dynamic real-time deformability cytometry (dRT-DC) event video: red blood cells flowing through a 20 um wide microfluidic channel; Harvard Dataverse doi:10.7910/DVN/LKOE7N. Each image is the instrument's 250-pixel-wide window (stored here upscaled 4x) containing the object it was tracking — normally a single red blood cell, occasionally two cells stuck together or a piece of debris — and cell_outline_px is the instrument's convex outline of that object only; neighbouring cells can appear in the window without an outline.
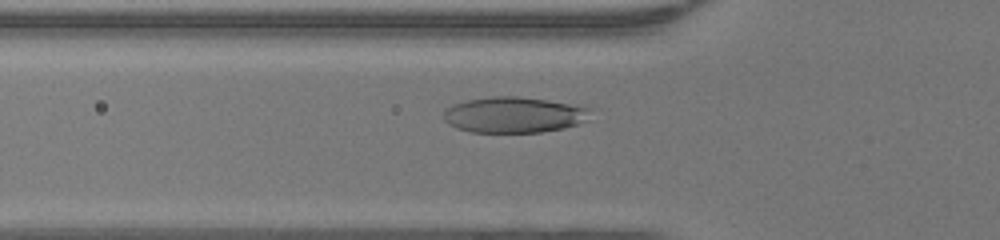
{"species": "human", "species_latin": "Homo sapiens", "temperature_condition": "warm", "stored_images_in_passage": 40, "camera_frame_rate_fps": 3000, "um_per_image_px": 0.085, "donor": {"sex": "female"}, "frame": {"image": 1, "passage_image": 11, "time_ms": 3.333, "image_size_px": [1000, 240], "cell_outline_px": [[592, 108], [584, 120], [576, 124], [564, 128], [540, 132], [472, 132], [456, 128], [448, 124], [444, 120], [444, 112], [452, 104], [468, 100], [492, 96], [516, 96], [544, 100]], "centroid_in_image_um": [43.62, 9.76], "position_along_channel_um": 82.2, "area_um2": 30.23}}
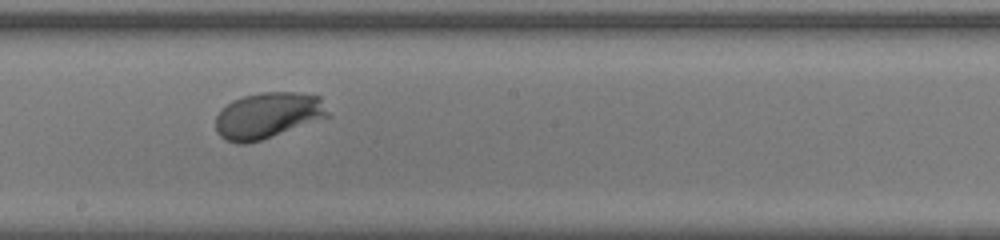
{"frame": {"image": 2, "passage_image": 21, "time_ms": 6.667, "image_size_px": [1000, 240], "cell_outline_px": [[332, 116], [260, 140], [244, 144], [236, 144], [224, 140], [216, 132], [216, 116], [232, 100], [244, 96], [260, 92], [296, 92], [320, 96]], "centroid_in_image_um": [22.79, 9.81], "position_along_channel_um": 225.4, "area_um2": 30.23}}
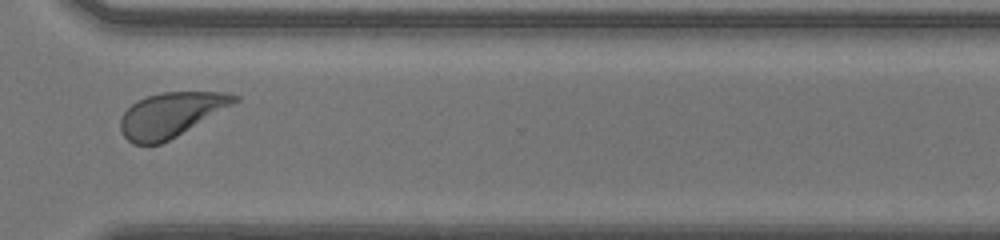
{"frame": {"image": 3, "passage_image": 30, "time_ms": 9.667, "image_size_px": [1000, 240], "cell_outline_px": [[240, 100], [176, 136], [160, 144], [132, 144], [124, 136], [120, 128], [120, 116], [136, 100], [148, 96], [164, 92], [228, 92], [240, 96]], "centroid_in_image_um": [14.51, 9.74], "position_along_channel_um": 356.1, "area_um2": 29.25}}